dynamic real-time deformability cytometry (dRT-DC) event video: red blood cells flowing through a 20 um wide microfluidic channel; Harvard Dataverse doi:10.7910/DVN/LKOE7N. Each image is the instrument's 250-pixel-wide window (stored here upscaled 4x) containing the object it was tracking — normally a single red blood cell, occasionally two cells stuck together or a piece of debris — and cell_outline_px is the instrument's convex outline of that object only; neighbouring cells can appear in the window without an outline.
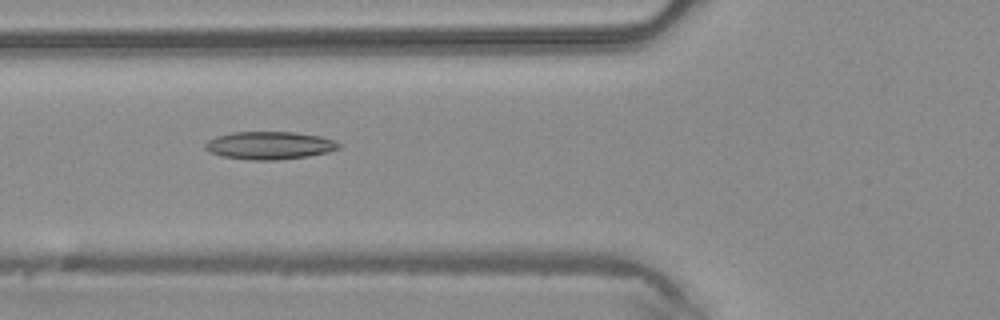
{"species": "common noctule bat (a hibernating species)", "species_latin": "Nyctalus noctula", "temperature_condition": "warm", "stored_images_in_passage": 36, "camera_frame_rate_fps": 3000, "um_per_image_px": 0.085, "animal": {"sex": "male", "body_mass_g": 20.4}, "frame": {"image": 1, "passage_image": 7, "time_ms": 2.0, "image_size_px": [1000, 320], "cell_outline_px": [[340, 148], [328, 152], [308, 156], [276, 160], [252, 160], [220, 156], [208, 152], [204, 148], [204, 144], [208, 140], [216, 136], [232, 132], [296, 132], [320, 136], [332, 140], [340, 144]], "centroid_in_image_um": [22.86, 12.36], "position_along_channel_um": 102.9, "area_um2": 21.73}}
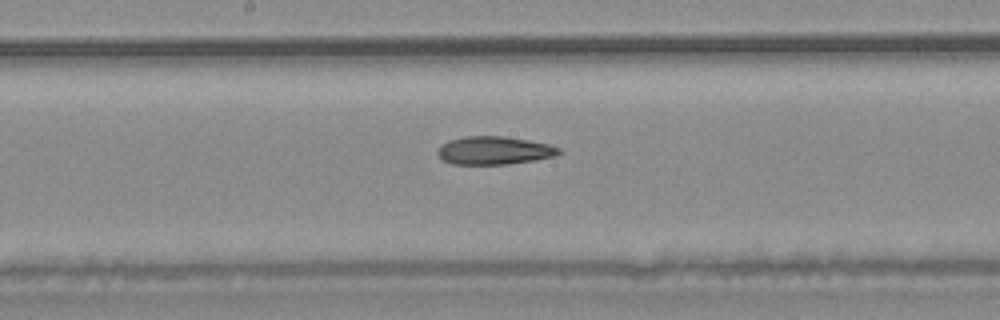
{"frame": {"image": 2, "passage_image": 14, "time_ms": 4.333, "image_size_px": [1000, 320], "cell_outline_px": [[564, 152], [552, 156], [536, 160], [508, 164], [452, 164], [444, 160], [436, 152], [448, 140], [464, 136], [504, 136], [528, 140], [548, 144], [560, 148]], "centroid_in_image_um": [42.03, 12.79], "position_along_channel_um": 206.2, "area_um2": 19.77}}
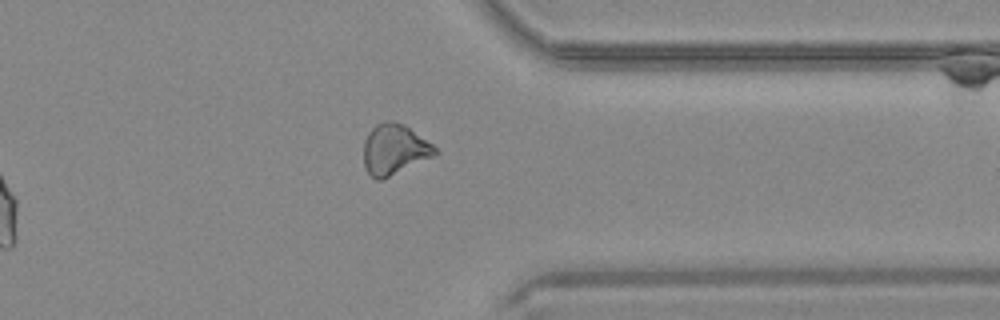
{"frame": {"image": 3, "passage_image": 26, "time_ms": 8.333, "image_size_px": [1000, 320], "cell_outline_px": [[440, 152], [432, 156], [380, 180], [376, 180], [364, 168], [364, 140], [368, 132], [376, 124], [384, 120], [392, 120], [404, 124], [432, 144]], "centroid_in_image_um": [33.49, 12.67], "position_along_channel_um": 377.9, "area_um2": 20.75}}